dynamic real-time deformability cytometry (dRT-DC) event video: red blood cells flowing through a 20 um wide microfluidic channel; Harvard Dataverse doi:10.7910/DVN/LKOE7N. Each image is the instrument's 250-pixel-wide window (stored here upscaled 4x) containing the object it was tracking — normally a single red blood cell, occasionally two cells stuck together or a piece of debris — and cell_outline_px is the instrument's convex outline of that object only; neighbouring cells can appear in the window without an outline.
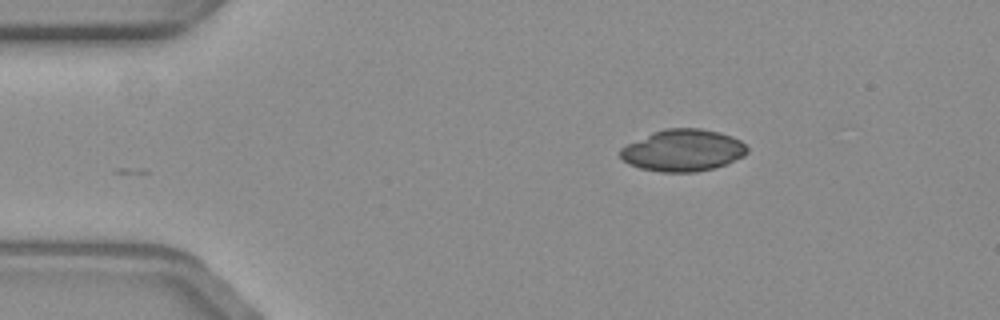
{"species": "common noctule bat (a hibernating species)", "species_latin": "Nyctalus noctula", "temperature_condition": "warm", "stored_images_in_passage": 35, "camera_frame_rate_fps": 3000, "um_per_image_px": 0.085, "animal": {"sex": "female", "body_mass_g": 19.3, "forearm_length_mm": 54.1}, "frame": {"image": 1, "passage_image": 1, "time_ms": 0.0, "image_size_px": [1000, 320], "cell_outline_px": [[748, 152], [744, 156], [728, 164], [696, 172], [660, 172], [640, 168], [628, 164], [620, 156], [620, 148], [652, 132], [664, 128], [700, 128], [720, 132], [732, 136], [740, 140], [748, 148]], "centroid_in_image_um": [58.07, 12.78], "position_along_channel_um": 26.9, "area_um2": 31.1}}